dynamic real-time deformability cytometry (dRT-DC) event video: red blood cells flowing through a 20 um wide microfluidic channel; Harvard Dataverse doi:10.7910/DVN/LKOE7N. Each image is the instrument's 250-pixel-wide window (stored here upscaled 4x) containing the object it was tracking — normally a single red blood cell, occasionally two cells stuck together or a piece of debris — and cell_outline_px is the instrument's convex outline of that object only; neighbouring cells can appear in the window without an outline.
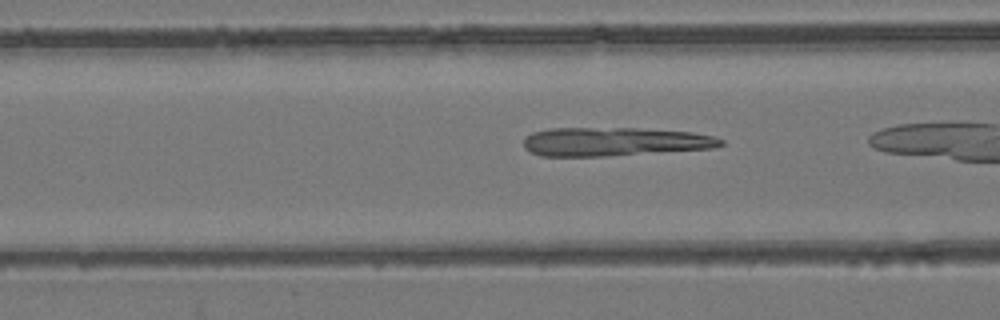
{"species": "common noctule bat (a hibernating species)", "species_latin": "Nyctalus noctula", "temperature_condition": "room temperature", "stored_images_in_passage": 38, "camera_frame_rate_fps": 3000, "um_per_image_px": 0.085, "animal": {"sex": "female", "body_mass_g": 24.6, "forearm_length_mm": 56.2}, "frame": {"image": 1, "passage_image": 17, "time_ms": 5.333, "image_size_px": [1000, 320], "cell_outline_px": [[724, 144], [716, 148], [604, 156], [540, 156], [524, 148], [524, 136], [532, 132], [552, 128], [636, 128], [692, 132], [712, 136], [724, 140]], "centroid_in_image_um": [52.21, 12.04], "position_along_channel_um": 114.4, "area_um2": 33.0}}
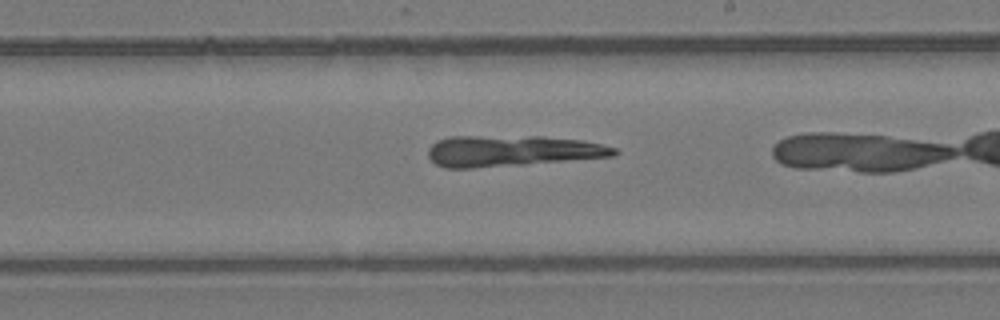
{"frame": {"image": 2, "passage_image": 27, "time_ms": 8.667, "image_size_px": [1000, 320], "cell_outline_px": [[620, 152], [612, 156], [524, 164], [472, 168], [444, 168], [436, 164], [428, 156], [428, 148], [436, 140], [448, 136], [544, 136], [580, 140], [600, 144], [616, 148]], "centroid_in_image_um": [43.45, 12.81], "position_along_channel_um": 245.5, "area_um2": 33.58}}
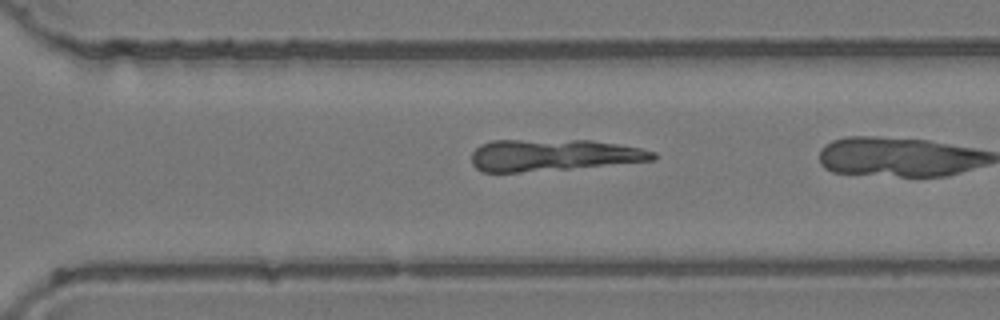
{"frame": {"image": 3, "passage_image": 33, "time_ms": 10.667, "image_size_px": [1000, 320], "cell_outline_px": [[660, 156], [656, 160], [568, 168], [520, 172], [484, 172], [476, 168], [472, 164], [472, 152], [480, 144], [492, 140], [592, 140], [640, 148], [656, 152]], "centroid_in_image_um": [47.02, 13.17], "position_along_channel_um": 323.6, "area_um2": 33.41}}